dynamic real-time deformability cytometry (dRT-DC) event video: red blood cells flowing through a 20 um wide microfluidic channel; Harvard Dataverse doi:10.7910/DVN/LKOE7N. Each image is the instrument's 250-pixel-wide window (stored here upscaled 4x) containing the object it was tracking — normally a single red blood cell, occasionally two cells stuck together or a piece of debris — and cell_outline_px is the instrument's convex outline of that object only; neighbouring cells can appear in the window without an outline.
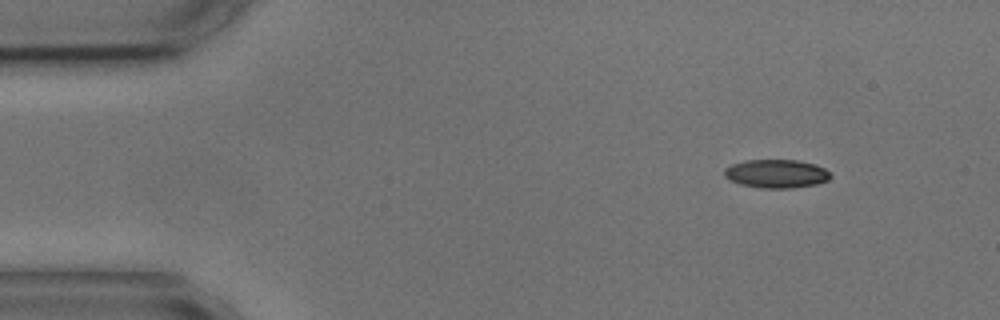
{"species": "common noctule bat (a hibernating species)", "species_latin": "Nyctalus noctula", "temperature_condition": "cold", "stored_images_in_passage": 8, "camera_frame_rate_fps": 3000, "um_per_image_px": 0.085, "animal": {"sex": "male", "body_mass_g": 17.9, "forearm_length_mm": 54.2}, "frame": {"image": 1, "passage_image": 1, "time_ms": 0.0, "image_size_px": [1000, 320], "cell_outline_px": [[832, 176], [828, 180], [816, 184], [792, 188], [760, 188], [740, 184], [728, 180], [724, 176], [724, 168], [732, 164], [744, 160], [796, 160], [812, 164], [824, 168], [832, 172]], "centroid_in_image_um": [65.97, 14.77], "position_along_channel_um": 19.0, "area_um2": 17.74}}
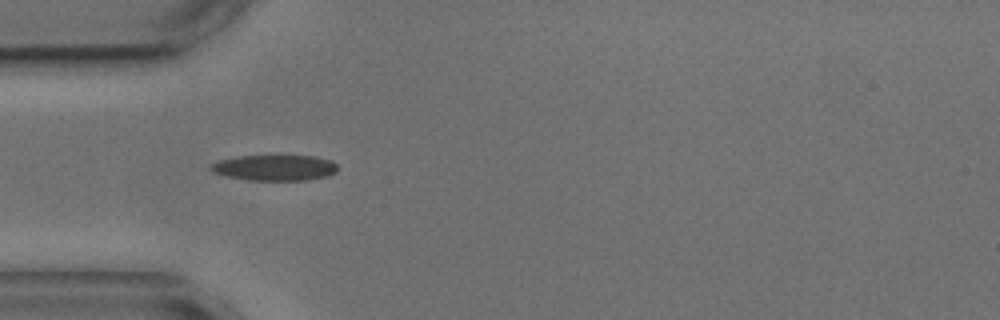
{"frame": {"image": 2, "passage_image": 3, "time_ms": 3.333, "image_size_px": [1000, 320], "cell_outline_px": [[336, 172], [328, 176], [308, 180], [248, 180], [228, 176], [212, 172], [208, 168], [212, 164], [220, 160], [236, 156], [316, 156], [332, 160], [336, 164]], "centroid_in_image_um": [23.37, 14.25], "position_along_channel_um": 61.6, "area_um2": 19.02}}